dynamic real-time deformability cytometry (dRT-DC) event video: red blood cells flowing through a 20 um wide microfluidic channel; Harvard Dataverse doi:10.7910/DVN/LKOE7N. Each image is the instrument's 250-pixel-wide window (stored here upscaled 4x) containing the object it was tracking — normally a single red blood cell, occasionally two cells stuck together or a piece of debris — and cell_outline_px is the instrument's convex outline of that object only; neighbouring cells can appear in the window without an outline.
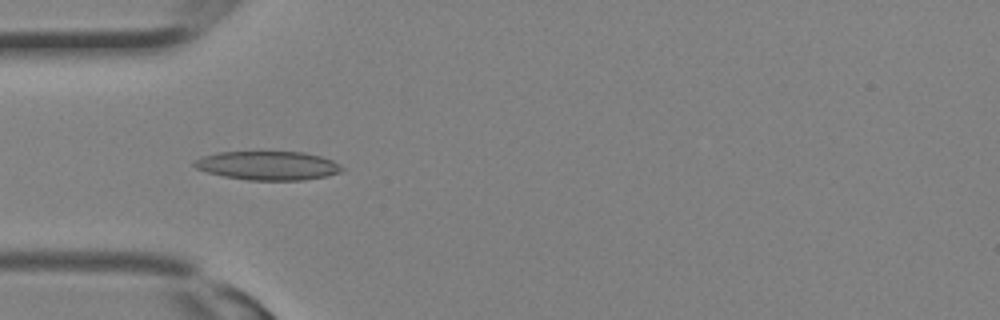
{"species": "Egyptian fruit bat (a non-hibernating species)", "species_latin": "Rousettus aegyptiacus", "temperature_condition": "room temperature", "stored_images_in_passage": 12, "camera_frame_rate_fps": 3000, "um_per_image_px": 0.085, "animal": {"sex": "female"}, "frame": {"image": 1, "passage_image": 1, "time_ms": 0.0, "image_size_px": [1000, 320], "cell_outline_px": [[344, 168], [340, 172], [328, 176], [304, 180], [248, 180], [224, 176], [208, 172], [196, 168], [192, 164], [196, 160], [204, 156], [216, 152], [304, 152], [320, 156], [332, 160], [340, 164]], "centroid_in_image_um": [22.81, 14.08], "position_along_channel_um": 62.2, "area_um2": 24.74}}
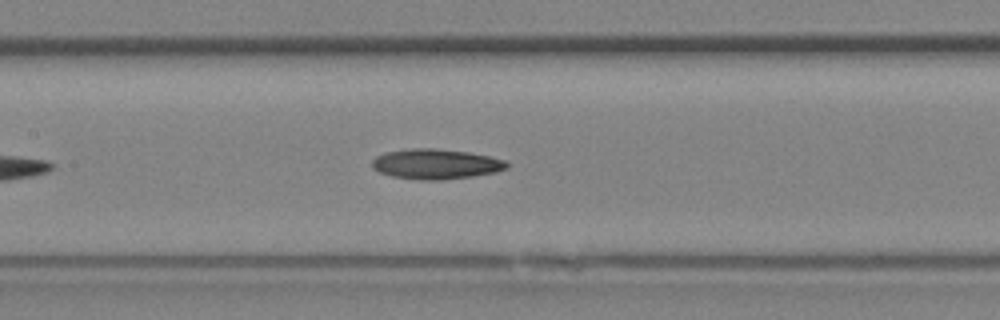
{"frame": {"image": 2, "passage_image": 6, "time_ms": 1.667, "image_size_px": [1000, 320], "cell_outline_px": [[508, 168], [496, 172], [472, 176], [440, 180], [424, 180], [392, 176], [380, 172], [372, 168], [372, 160], [376, 156], [388, 152], [412, 148], [436, 148], [468, 152], [488, 156], [504, 160], [508, 164]], "centroid_in_image_um": [37.05, 13.94], "position_along_channel_um": 170.4, "area_um2": 23.47}}
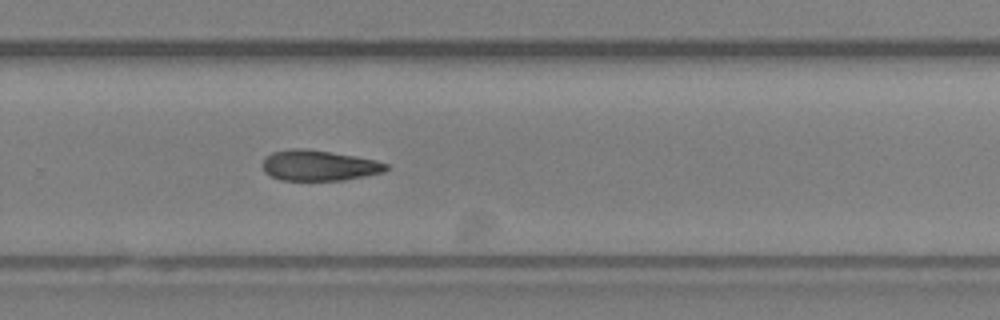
{"frame": {"image": 3, "passage_image": 12, "time_ms": 3.667, "image_size_px": [1000, 320], "cell_outline_px": [[388, 168], [384, 172], [344, 180], [280, 180], [264, 172], [264, 156], [272, 152], [292, 148], [304, 148], [376, 160], [388, 164]], "centroid_in_image_um": [27.09, 14.07], "position_along_channel_um": 302.7, "area_um2": 21.79}}